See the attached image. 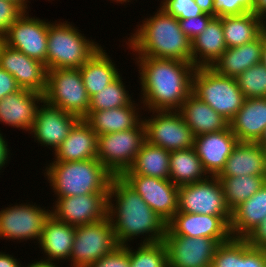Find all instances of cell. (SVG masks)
<instances>
[{
  "mask_svg": "<svg viewBox=\"0 0 266 267\" xmlns=\"http://www.w3.org/2000/svg\"><path fill=\"white\" fill-rule=\"evenodd\" d=\"M136 58V59H135ZM139 69L141 100L145 111L179 110L192 93V62L178 59L135 56Z\"/></svg>",
  "mask_w": 266,
  "mask_h": 267,
  "instance_id": "cell-1",
  "label": "cell"
},
{
  "mask_svg": "<svg viewBox=\"0 0 266 267\" xmlns=\"http://www.w3.org/2000/svg\"><path fill=\"white\" fill-rule=\"evenodd\" d=\"M107 216L120 246L129 245L140 235V244L164 240L166 222L120 176L110 183Z\"/></svg>",
  "mask_w": 266,
  "mask_h": 267,
  "instance_id": "cell-2",
  "label": "cell"
},
{
  "mask_svg": "<svg viewBox=\"0 0 266 267\" xmlns=\"http://www.w3.org/2000/svg\"><path fill=\"white\" fill-rule=\"evenodd\" d=\"M136 25L138 28L127 38V49L134 56L178 59L192 62L191 40L180 28L177 18L158 8L157 12Z\"/></svg>",
  "mask_w": 266,
  "mask_h": 267,
  "instance_id": "cell-3",
  "label": "cell"
},
{
  "mask_svg": "<svg viewBox=\"0 0 266 267\" xmlns=\"http://www.w3.org/2000/svg\"><path fill=\"white\" fill-rule=\"evenodd\" d=\"M43 171L55 197L108 193L114 177L97 158L50 162Z\"/></svg>",
  "mask_w": 266,
  "mask_h": 267,
  "instance_id": "cell-4",
  "label": "cell"
},
{
  "mask_svg": "<svg viewBox=\"0 0 266 267\" xmlns=\"http://www.w3.org/2000/svg\"><path fill=\"white\" fill-rule=\"evenodd\" d=\"M68 21L48 22L46 68H80L102 46Z\"/></svg>",
  "mask_w": 266,
  "mask_h": 267,
  "instance_id": "cell-5",
  "label": "cell"
},
{
  "mask_svg": "<svg viewBox=\"0 0 266 267\" xmlns=\"http://www.w3.org/2000/svg\"><path fill=\"white\" fill-rule=\"evenodd\" d=\"M192 93L228 122L241 109L246 97L236 78L217 74L210 67H198L192 76Z\"/></svg>",
  "mask_w": 266,
  "mask_h": 267,
  "instance_id": "cell-6",
  "label": "cell"
},
{
  "mask_svg": "<svg viewBox=\"0 0 266 267\" xmlns=\"http://www.w3.org/2000/svg\"><path fill=\"white\" fill-rule=\"evenodd\" d=\"M44 100L52 106L83 119L89 111L90 97L84 87L80 69L47 70Z\"/></svg>",
  "mask_w": 266,
  "mask_h": 267,
  "instance_id": "cell-7",
  "label": "cell"
},
{
  "mask_svg": "<svg viewBox=\"0 0 266 267\" xmlns=\"http://www.w3.org/2000/svg\"><path fill=\"white\" fill-rule=\"evenodd\" d=\"M145 141L143 120L132 129L99 135L97 159L113 176H121L133 165Z\"/></svg>",
  "mask_w": 266,
  "mask_h": 267,
  "instance_id": "cell-8",
  "label": "cell"
},
{
  "mask_svg": "<svg viewBox=\"0 0 266 267\" xmlns=\"http://www.w3.org/2000/svg\"><path fill=\"white\" fill-rule=\"evenodd\" d=\"M119 246L108 216L101 221L75 227L70 267H90Z\"/></svg>",
  "mask_w": 266,
  "mask_h": 267,
  "instance_id": "cell-9",
  "label": "cell"
},
{
  "mask_svg": "<svg viewBox=\"0 0 266 267\" xmlns=\"http://www.w3.org/2000/svg\"><path fill=\"white\" fill-rule=\"evenodd\" d=\"M150 113L151 117L142 119L149 144L170 152L193 147L195 136L178 110Z\"/></svg>",
  "mask_w": 266,
  "mask_h": 267,
  "instance_id": "cell-10",
  "label": "cell"
},
{
  "mask_svg": "<svg viewBox=\"0 0 266 267\" xmlns=\"http://www.w3.org/2000/svg\"><path fill=\"white\" fill-rule=\"evenodd\" d=\"M32 203V204H31ZM16 203L0 211V239L39 242L46 219L51 210L33 202ZM11 206V207H10ZM44 207V208H43Z\"/></svg>",
  "mask_w": 266,
  "mask_h": 267,
  "instance_id": "cell-11",
  "label": "cell"
},
{
  "mask_svg": "<svg viewBox=\"0 0 266 267\" xmlns=\"http://www.w3.org/2000/svg\"><path fill=\"white\" fill-rule=\"evenodd\" d=\"M178 212L204 215H231L217 176L179 186Z\"/></svg>",
  "mask_w": 266,
  "mask_h": 267,
  "instance_id": "cell-12",
  "label": "cell"
},
{
  "mask_svg": "<svg viewBox=\"0 0 266 267\" xmlns=\"http://www.w3.org/2000/svg\"><path fill=\"white\" fill-rule=\"evenodd\" d=\"M166 223L178 211V189L168 179L123 173L120 176Z\"/></svg>",
  "mask_w": 266,
  "mask_h": 267,
  "instance_id": "cell-13",
  "label": "cell"
},
{
  "mask_svg": "<svg viewBox=\"0 0 266 267\" xmlns=\"http://www.w3.org/2000/svg\"><path fill=\"white\" fill-rule=\"evenodd\" d=\"M2 41L46 66L48 20L31 17L29 12H24L9 27Z\"/></svg>",
  "mask_w": 266,
  "mask_h": 267,
  "instance_id": "cell-14",
  "label": "cell"
},
{
  "mask_svg": "<svg viewBox=\"0 0 266 267\" xmlns=\"http://www.w3.org/2000/svg\"><path fill=\"white\" fill-rule=\"evenodd\" d=\"M108 193L56 197L51 215L57 220L78 227L107 217Z\"/></svg>",
  "mask_w": 266,
  "mask_h": 267,
  "instance_id": "cell-15",
  "label": "cell"
},
{
  "mask_svg": "<svg viewBox=\"0 0 266 267\" xmlns=\"http://www.w3.org/2000/svg\"><path fill=\"white\" fill-rule=\"evenodd\" d=\"M230 220L231 215H204L177 211L166 223V234L205 237L215 239L222 244L232 238L229 229Z\"/></svg>",
  "mask_w": 266,
  "mask_h": 267,
  "instance_id": "cell-16",
  "label": "cell"
},
{
  "mask_svg": "<svg viewBox=\"0 0 266 267\" xmlns=\"http://www.w3.org/2000/svg\"><path fill=\"white\" fill-rule=\"evenodd\" d=\"M163 242L167 249L168 267H211L220 245L215 239L166 233Z\"/></svg>",
  "mask_w": 266,
  "mask_h": 267,
  "instance_id": "cell-17",
  "label": "cell"
},
{
  "mask_svg": "<svg viewBox=\"0 0 266 267\" xmlns=\"http://www.w3.org/2000/svg\"><path fill=\"white\" fill-rule=\"evenodd\" d=\"M79 120L78 116L43 100L37 109L36 119L29 133L35 142L53 150L54 153Z\"/></svg>",
  "mask_w": 266,
  "mask_h": 267,
  "instance_id": "cell-18",
  "label": "cell"
},
{
  "mask_svg": "<svg viewBox=\"0 0 266 267\" xmlns=\"http://www.w3.org/2000/svg\"><path fill=\"white\" fill-rule=\"evenodd\" d=\"M0 67L11 74L21 89L43 94L47 88L45 64L28 57L3 41L0 44Z\"/></svg>",
  "mask_w": 266,
  "mask_h": 267,
  "instance_id": "cell-19",
  "label": "cell"
},
{
  "mask_svg": "<svg viewBox=\"0 0 266 267\" xmlns=\"http://www.w3.org/2000/svg\"><path fill=\"white\" fill-rule=\"evenodd\" d=\"M238 142L228 127L218 132L197 135L193 148L209 176H218Z\"/></svg>",
  "mask_w": 266,
  "mask_h": 267,
  "instance_id": "cell-20",
  "label": "cell"
},
{
  "mask_svg": "<svg viewBox=\"0 0 266 267\" xmlns=\"http://www.w3.org/2000/svg\"><path fill=\"white\" fill-rule=\"evenodd\" d=\"M43 100V94L27 89L8 94L0 100V124L29 133L35 122L37 109Z\"/></svg>",
  "mask_w": 266,
  "mask_h": 267,
  "instance_id": "cell-21",
  "label": "cell"
},
{
  "mask_svg": "<svg viewBox=\"0 0 266 267\" xmlns=\"http://www.w3.org/2000/svg\"><path fill=\"white\" fill-rule=\"evenodd\" d=\"M229 127L239 142L258 143L266 129V98H246Z\"/></svg>",
  "mask_w": 266,
  "mask_h": 267,
  "instance_id": "cell-22",
  "label": "cell"
},
{
  "mask_svg": "<svg viewBox=\"0 0 266 267\" xmlns=\"http://www.w3.org/2000/svg\"><path fill=\"white\" fill-rule=\"evenodd\" d=\"M75 237V227L57 220L53 215L46 219L41 239L37 244L45 258L41 260L50 262H63L70 260Z\"/></svg>",
  "mask_w": 266,
  "mask_h": 267,
  "instance_id": "cell-23",
  "label": "cell"
},
{
  "mask_svg": "<svg viewBox=\"0 0 266 267\" xmlns=\"http://www.w3.org/2000/svg\"><path fill=\"white\" fill-rule=\"evenodd\" d=\"M98 135L80 119L56 149L52 162L84 161L97 158Z\"/></svg>",
  "mask_w": 266,
  "mask_h": 267,
  "instance_id": "cell-24",
  "label": "cell"
},
{
  "mask_svg": "<svg viewBox=\"0 0 266 267\" xmlns=\"http://www.w3.org/2000/svg\"><path fill=\"white\" fill-rule=\"evenodd\" d=\"M135 102L123 107L88 112L83 120L98 136L132 129L143 119L142 115H144L141 114L142 105Z\"/></svg>",
  "mask_w": 266,
  "mask_h": 267,
  "instance_id": "cell-25",
  "label": "cell"
},
{
  "mask_svg": "<svg viewBox=\"0 0 266 267\" xmlns=\"http://www.w3.org/2000/svg\"><path fill=\"white\" fill-rule=\"evenodd\" d=\"M266 176L265 150L258 143L238 142L217 177Z\"/></svg>",
  "mask_w": 266,
  "mask_h": 267,
  "instance_id": "cell-26",
  "label": "cell"
},
{
  "mask_svg": "<svg viewBox=\"0 0 266 267\" xmlns=\"http://www.w3.org/2000/svg\"><path fill=\"white\" fill-rule=\"evenodd\" d=\"M262 46L263 33L252 42L227 48L210 68L222 76L236 78L248 68L260 63Z\"/></svg>",
  "mask_w": 266,
  "mask_h": 267,
  "instance_id": "cell-27",
  "label": "cell"
},
{
  "mask_svg": "<svg viewBox=\"0 0 266 267\" xmlns=\"http://www.w3.org/2000/svg\"><path fill=\"white\" fill-rule=\"evenodd\" d=\"M226 49L221 17H213L191 41L192 64L196 68L211 67Z\"/></svg>",
  "mask_w": 266,
  "mask_h": 267,
  "instance_id": "cell-28",
  "label": "cell"
},
{
  "mask_svg": "<svg viewBox=\"0 0 266 267\" xmlns=\"http://www.w3.org/2000/svg\"><path fill=\"white\" fill-rule=\"evenodd\" d=\"M194 136L218 132L229 127V122L208 104L191 93L178 110Z\"/></svg>",
  "mask_w": 266,
  "mask_h": 267,
  "instance_id": "cell-29",
  "label": "cell"
},
{
  "mask_svg": "<svg viewBox=\"0 0 266 267\" xmlns=\"http://www.w3.org/2000/svg\"><path fill=\"white\" fill-rule=\"evenodd\" d=\"M266 216V183L245 202L231 211L232 238H245Z\"/></svg>",
  "mask_w": 266,
  "mask_h": 267,
  "instance_id": "cell-30",
  "label": "cell"
},
{
  "mask_svg": "<svg viewBox=\"0 0 266 267\" xmlns=\"http://www.w3.org/2000/svg\"><path fill=\"white\" fill-rule=\"evenodd\" d=\"M79 69L89 97L101 91L120 75L115 62L103 47L96 51Z\"/></svg>",
  "mask_w": 266,
  "mask_h": 267,
  "instance_id": "cell-31",
  "label": "cell"
},
{
  "mask_svg": "<svg viewBox=\"0 0 266 267\" xmlns=\"http://www.w3.org/2000/svg\"><path fill=\"white\" fill-rule=\"evenodd\" d=\"M221 21L227 48L252 42L266 30V23L252 12L224 16Z\"/></svg>",
  "mask_w": 266,
  "mask_h": 267,
  "instance_id": "cell-32",
  "label": "cell"
},
{
  "mask_svg": "<svg viewBox=\"0 0 266 267\" xmlns=\"http://www.w3.org/2000/svg\"><path fill=\"white\" fill-rule=\"evenodd\" d=\"M124 173L170 180V151L145 141L133 165Z\"/></svg>",
  "mask_w": 266,
  "mask_h": 267,
  "instance_id": "cell-33",
  "label": "cell"
},
{
  "mask_svg": "<svg viewBox=\"0 0 266 267\" xmlns=\"http://www.w3.org/2000/svg\"><path fill=\"white\" fill-rule=\"evenodd\" d=\"M208 177L193 147L170 152V181L176 186L199 182Z\"/></svg>",
  "mask_w": 266,
  "mask_h": 267,
  "instance_id": "cell-34",
  "label": "cell"
},
{
  "mask_svg": "<svg viewBox=\"0 0 266 267\" xmlns=\"http://www.w3.org/2000/svg\"><path fill=\"white\" fill-rule=\"evenodd\" d=\"M225 196V201L232 211L259 191L266 183V176L218 177Z\"/></svg>",
  "mask_w": 266,
  "mask_h": 267,
  "instance_id": "cell-35",
  "label": "cell"
},
{
  "mask_svg": "<svg viewBox=\"0 0 266 267\" xmlns=\"http://www.w3.org/2000/svg\"><path fill=\"white\" fill-rule=\"evenodd\" d=\"M122 80L120 74L109 85L91 96L88 112L108 110L131 104L134 101L132 100L133 97L129 95V90Z\"/></svg>",
  "mask_w": 266,
  "mask_h": 267,
  "instance_id": "cell-36",
  "label": "cell"
},
{
  "mask_svg": "<svg viewBox=\"0 0 266 267\" xmlns=\"http://www.w3.org/2000/svg\"><path fill=\"white\" fill-rule=\"evenodd\" d=\"M138 245L136 249L130 246V267H168L167 249L163 241Z\"/></svg>",
  "mask_w": 266,
  "mask_h": 267,
  "instance_id": "cell-37",
  "label": "cell"
},
{
  "mask_svg": "<svg viewBox=\"0 0 266 267\" xmlns=\"http://www.w3.org/2000/svg\"><path fill=\"white\" fill-rule=\"evenodd\" d=\"M236 80L246 98H266V67L261 63L248 68Z\"/></svg>",
  "mask_w": 266,
  "mask_h": 267,
  "instance_id": "cell-38",
  "label": "cell"
},
{
  "mask_svg": "<svg viewBox=\"0 0 266 267\" xmlns=\"http://www.w3.org/2000/svg\"><path fill=\"white\" fill-rule=\"evenodd\" d=\"M211 267H242V238H231L220 244Z\"/></svg>",
  "mask_w": 266,
  "mask_h": 267,
  "instance_id": "cell-39",
  "label": "cell"
},
{
  "mask_svg": "<svg viewBox=\"0 0 266 267\" xmlns=\"http://www.w3.org/2000/svg\"><path fill=\"white\" fill-rule=\"evenodd\" d=\"M159 7L178 20L197 17L203 14L194 0H162Z\"/></svg>",
  "mask_w": 266,
  "mask_h": 267,
  "instance_id": "cell-40",
  "label": "cell"
},
{
  "mask_svg": "<svg viewBox=\"0 0 266 267\" xmlns=\"http://www.w3.org/2000/svg\"><path fill=\"white\" fill-rule=\"evenodd\" d=\"M216 17L253 13V0H214Z\"/></svg>",
  "mask_w": 266,
  "mask_h": 267,
  "instance_id": "cell-41",
  "label": "cell"
},
{
  "mask_svg": "<svg viewBox=\"0 0 266 267\" xmlns=\"http://www.w3.org/2000/svg\"><path fill=\"white\" fill-rule=\"evenodd\" d=\"M90 267H130V244L119 245L113 252L103 256Z\"/></svg>",
  "mask_w": 266,
  "mask_h": 267,
  "instance_id": "cell-42",
  "label": "cell"
},
{
  "mask_svg": "<svg viewBox=\"0 0 266 267\" xmlns=\"http://www.w3.org/2000/svg\"><path fill=\"white\" fill-rule=\"evenodd\" d=\"M24 10L16 3L0 0V37L2 38L9 27L24 14Z\"/></svg>",
  "mask_w": 266,
  "mask_h": 267,
  "instance_id": "cell-43",
  "label": "cell"
},
{
  "mask_svg": "<svg viewBox=\"0 0 266 267\" xmlns=\"http://www.w3.org/2000/svg\"><path fill=\"white\" fill-rule=\"evenodd\" d=\"M213 17L214 16L210 14L203 13L197 17H191L178 21L184 34L192 41L195 37L201 34Z\"/></svg>",
  "mask_w": 266,
  "mask_h": 267,
  "instance_id": "cell-44",
  "label": "cell"
},
{
  "mask_svg": "<svg viewBox=\"0 0 266 267\" xmlns=\"http://www.w3.org/2000/svg\"><path fill=\"white\" fill-rule=\"evenodd\" d=\"M242 267H266V250L251 247L242 238Z\"/></svg>",
  "mask_w": 266,
  "mask_h": 267,
  "instance_id": "cell-45",
  "label": "cell"
},
{
  "mask_svg": "<svg viewBox=\"0 0 266 267\" xmlns=\"http://www.w3.org/2000/svg\"><path fill=\"white\" fill-rule=\"evenodd\" d=\"M244 239L251 247L266 250V216Z\"/></svg>",
  "mask_w": 266,
  "mask_h": 267,
  "instance_id": "cell-46",
  "label": "cell"
},
{
  "mask_svg": "<svg viewBox=\"0 0 266 267\" xmlns=\"http://www.w3.org/2000/svg\"><path fill=\"white\" fill-rule=\"evenodd\" d=\"M20 89L15 78L0 67V100L8 94L17 92Z\"/></svg>",
  "mask_w": 266,
  "mask_h": 267,
  "instance_id": "cell-47",
  "label": "cell"
},
{
  "mask_svg": "<svg viewBox=\"0 0 266 267\" xmlns=\"http://www.w3.org/2000/svg\"><path fill=\"white\" fill-rule=\"evenodd\" d=\"M3 134L0 131V170L2 171L5 165H8L10 160V149L8 146V141L5 140ZM0 171V173H1Z\"/></svg>",
  "mask_w": 266,
  "mask_h": 267,
  "instance_id": "cell-48",
  "label": "cell"
},
{
  "mask_svg": "<svg viewBox=\"0 0 266 267\" xmlns=\"http://www.w3.org/2000/svg\"><path fill=\"white\" fill-rule=\"evenodd\" d=\"M17 258L6 252H0V267H23Z\"/></svg>",
  "mask_w": 266,
  "mask_h": 267,
  "instance_id": "cell-49",
  "label": "cell"
},
{
  "mask_svg": "<svg viewBox=\"0 0 266 267\" xmlns=\"http://www.w3.org/2000/svg\"><path fill=\"white\" fill-rule=\"evenodd\" d=\"M203 13L216 17L214 0H194Z\"/></svg>",
  "mask_w": 266,
  "mask_h": 267,
  "instance_id": "cell-50",
  "label": "cell"
},
{
  "mask_svg": "<svg viewBox=\"0 0 266 267\" xmlns=\"http://www.w3.org/2000/svg\"><path fill=\"white\" fill-rule=\"evenodd\" d=\"M253 14L266 23V0H253Z\"/></svg>",
  "mask_w": 266,
  "mask_h": 267,
  "instance_id": "cell-51",
  "label": "cell"
},
{
  "mask_svg": "<svg viewBox=\"0 0 266 267\" xmlns=\"http://www.w3.org/2000/svg\"><path fill=\"white\" fill-rule=\"evenodd\" d=\"M56 263L57 262L44 261L40 259L38 261H34L33 263H28L27 265L25 264L23 267H60Z\"/></svg>",
  "mask_w": 266,
  "mask_h": 267,
  "instance_id": "cell-52",
  "label": "cell"
},
{
  "mask_svg": "<svg viewBox=\"0 0 266 267\" xmlns=\"http://www.w3.org/2000/svg\"><path fill=\"white\" fill-rule=\"evenodd\" d=\"M260 63L266 67V30L263 32V46Z\"/></svg>",
  "mask_w": 266,
  "mask_h": 267,
  "instance_id": "cell-53",
  "label": "cell"
},
{
  "mask_svg": "<svg viewBox=\"0 0 266 267\" xmlns=\"http://www.w3.org/2000/svg\"><path fill=\"white\" fill-rule=\"evenodd\" d=\"M7 1H10V2H13V3H16L18 4L25 12H27L28 10V3H30L29 0H7ZM28 2V3H27Z\"/></svg>",
  "mask_w": 266,
  "mask_h": 267,
  "instance_id": "cell-54",
  "label": "cell"
},
{
  "mask_svg": "<svg viewBox=\"0 0 266 267\" xmlns=\"http://www.w3.org/2000/svg\"><path fill=\"white\" fill-rule=\"evenodd\" d=\"M258 144L261 145L263 148L266 146V129Z\"/></svg>",
  "mask_w": 266,
  "mask_h": 267,
  "instance_id": "cell-55",
  "label": "cell"
},
{
  "mask_svg": "<svg viewBox=\"0 0 266 267\" xmlns=\"http://www.w3.org/2000/svg\"><path fill=\"white\" fill-rule=\"evenodd\" d=\"M112 1L116 2V3H119V4H124V3L127 4V2H131L132 0H112Z\"/></svg>",
  "mask_w": 266,
  "mask_h": 267,
  "instance_id": "cell-56",
  "label": "cell"
},
{
  "mask_svg": "<svg viewBox=\"0 0 266 267\" xmlns=\"http://www.w3.org/2000/svg\"><path fill=\"white\" fill-rule=\"evenodd\" d=\"M264 150H265V159H266V146L264 147Z\"/></svg>",
  "mask_w": 266,
  "mask_h": 267,
  "instance_id": "cell-57",
  "label": "cell"
}]
</instances>
